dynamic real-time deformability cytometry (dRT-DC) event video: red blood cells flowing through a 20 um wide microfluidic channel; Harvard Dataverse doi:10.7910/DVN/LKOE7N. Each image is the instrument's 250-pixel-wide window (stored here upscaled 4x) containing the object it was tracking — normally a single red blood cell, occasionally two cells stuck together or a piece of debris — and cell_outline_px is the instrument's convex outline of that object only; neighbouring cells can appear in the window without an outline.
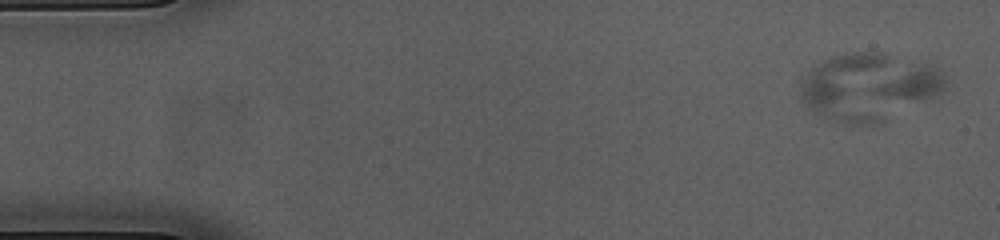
{"species": "common noctule bat (a hibernating species)", "species_latin": "Nyctalus noctula", "temperature_condition": "cold", "stored_images_in_passage": 52, "camera_frame_rate_fps": 3000, "um_per_image_px": 0.085, "animal": {"sex": "female", "body_mass_g": 23.0, "forearm_length_mm": 53.4}, "frame": {"image": 1, "passage_image": 1, "time_ms": 0.0, "image_size_px": [1000, 240], "cell_outline_px": [[948, 84], [940, 92], [928, 100], [876, 124], [848, 124], [824, 116], [808, 108], [800, 100], [800, 80], [820, 60], [832, 56], [852, 52], [884, 52], [924, 64], [936, 68], [944, 76]], "centroid_in_image_um": [73.8, 7.36], "position_along_channel_um": 11.2, "area_um2": 56.41}}